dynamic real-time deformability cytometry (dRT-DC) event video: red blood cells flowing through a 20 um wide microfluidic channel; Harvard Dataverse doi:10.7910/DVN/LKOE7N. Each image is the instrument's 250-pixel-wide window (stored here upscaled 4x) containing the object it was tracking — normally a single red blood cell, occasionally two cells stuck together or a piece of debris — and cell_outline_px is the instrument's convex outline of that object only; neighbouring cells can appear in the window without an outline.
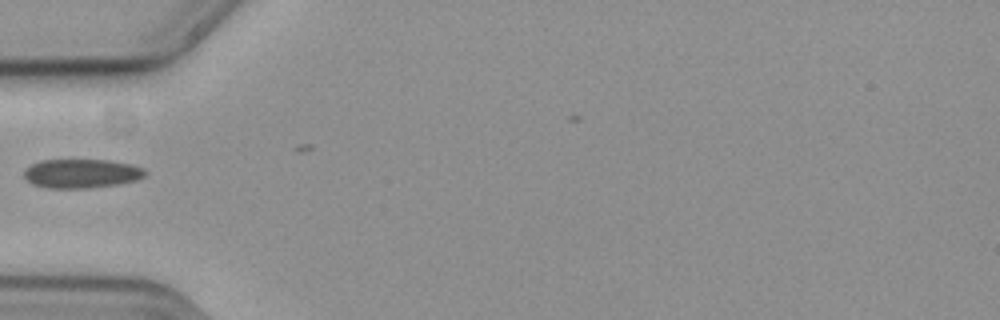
{"species": "common noctule bat (a hibernating species)", "species_latin": "Nyctalus noctula", "temperature_condition": "cold", "stored_images_in_passage": 16, "camera_frame_rate_fps": 3000, "um_per_image_px": 0.085, "animal": {"sex": "female", "body_mass_g": 19.3, "forearm_length_mm": 54.1}, "frame": {"image": 1, "passage_image": 1, "time_ms": 0.0, "image_size_px": [1000, 320], "cell_outline_px": [[148, 172], [144, 176], [136, 180], [120, 184], [88, 188], [48, 188], [32, 184], [24, 176], [24, 168], [40, 160], [108, 160], [132, 164], [144, 168]], "centroid_in_image_um": [6.94, 14.75], "position_along_channel_um": 78.1, "area_um2": 20.63}}
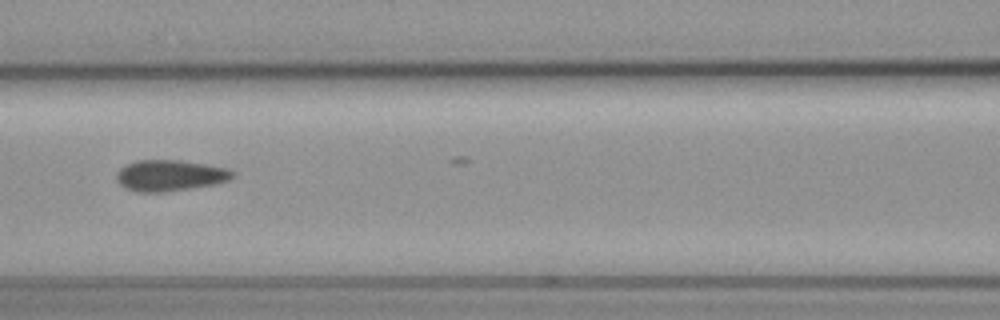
{"frame": {"image": 2, "passage_image": 7, "time_ms": 2.0, "image_size_px": [1000, 320], "cell_outline_px": [[236, 176], [228, 180], [216, 184], [164, 192], [136, 192], [124, 188], [116, 180], [116, 172], [120, 168], [136, 160], [180, 160], [228, 168], [236, 172]], "centroid_in_image_um": [14.45, 14.92], "position_along_channel_um": 152.2, "area_um2": 21.21}}
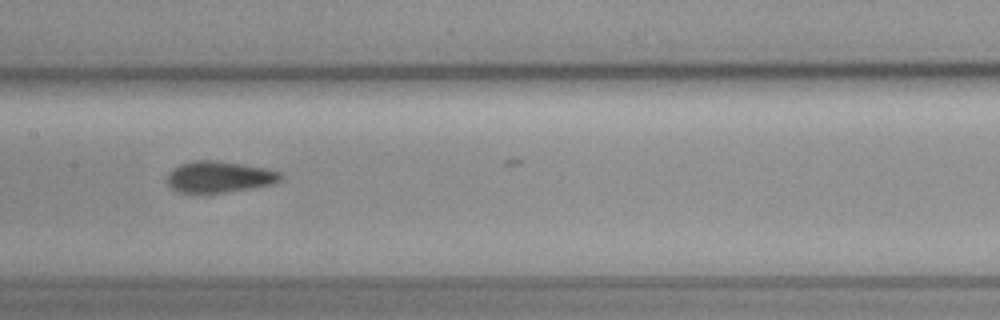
{"frame": {"image": 3, "passage_image": 10, "time_ms": 3.0, "image_size_px": [1000, 320], "cell_outline_px": [[284, 176], [280, 180], [272, 184], [252, 188], [224, 192], [180, 192], [172, 188], [168, 184], [168, 172], [172, 168], [180, 164], [192, 160], [216, 160], [264, 168], [284, 172]], "centroid_in_image_um": [18.65, 15.02], "position_along_channel_um": 188.7, "area_um2": 20.63}}